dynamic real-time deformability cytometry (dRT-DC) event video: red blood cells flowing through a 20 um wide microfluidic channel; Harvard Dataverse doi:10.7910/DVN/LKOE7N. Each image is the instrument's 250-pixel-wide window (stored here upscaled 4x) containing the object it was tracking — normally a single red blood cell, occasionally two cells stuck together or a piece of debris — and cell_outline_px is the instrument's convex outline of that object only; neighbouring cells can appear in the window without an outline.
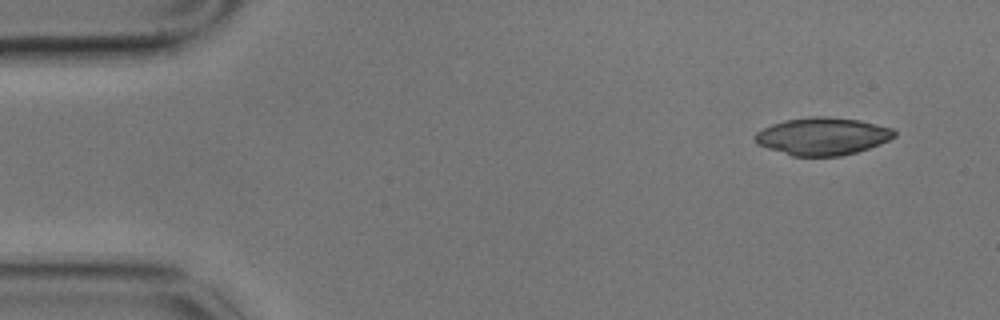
{"species": "common noctule bat (a hibernating species)", "species_latin": "Nyctalus noctula", "temperature_condition": "cold", "stored_images_in_passage": 36, "camera_frame_rate_fps": 3000, "um_per_image_px": 0.085, "animal": {"sex": "male", "body_mass_g": 17.9}, "frame": {"image": 1, "passage_image": 1, "time_ms": 0.0, "image_size_px": [1000, 320], "cell_outline_px": [[896, 136], [880, 144], [856, 152], [840, 156], [792, 156], [756, 144], [752, 140], [752, 136], [756, 132], [772, 124], [784, 120], [812, 116], [828, 116], [860, 120], [892, 128], [896, 132]], "centroid_in_image_um": [69.88, 11.58], "position_along_channel_um": 15.1, "area_um2": 30.63}}